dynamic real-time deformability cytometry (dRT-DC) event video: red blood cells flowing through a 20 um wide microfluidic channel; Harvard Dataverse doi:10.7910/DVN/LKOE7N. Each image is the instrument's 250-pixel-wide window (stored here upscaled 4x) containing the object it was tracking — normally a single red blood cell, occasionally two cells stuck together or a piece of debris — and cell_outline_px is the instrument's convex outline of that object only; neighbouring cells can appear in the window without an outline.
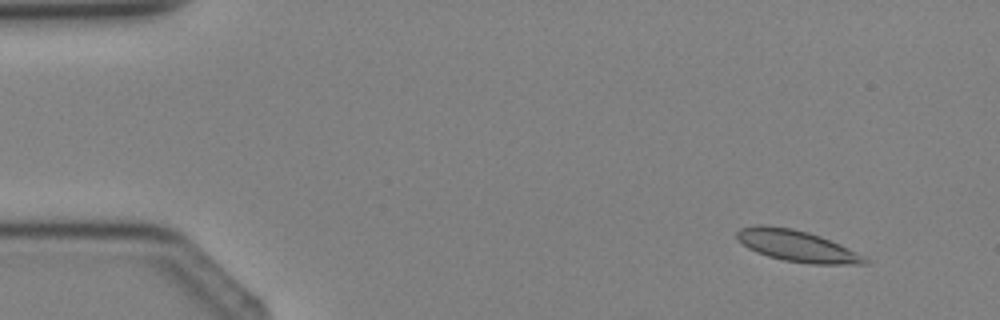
{"species": "Egyptian fruit bat (a non-hibernating species)", "species_latin": "Rousettus aegyptiacus", "temperature_condition": "cold", "stored_images_in_passage": 3, "camera_frame_rate_fps": 3000, "um_per_image_px": 0.085, "animal": {"sex": "female"}, "frame": {"image": 1, "passage_image": 2, "time_ms": 1.0, "image_size_px": [1000, 320], "cell_outline_px": [[868, 264], [812, 264], [784, 260], [768, 256], [756, 252], [748, 248], [736, 236], [736, 232], [740, 228], [756, 224], [764, 224], [792, 228], [808, 232], [820, 236], [840, 244], [864, 256], [868, 260]], "centroid_in_image_um": [67.72, 20.89], "position_along_channel_um": 17.3, "area_um2": 23.29}}